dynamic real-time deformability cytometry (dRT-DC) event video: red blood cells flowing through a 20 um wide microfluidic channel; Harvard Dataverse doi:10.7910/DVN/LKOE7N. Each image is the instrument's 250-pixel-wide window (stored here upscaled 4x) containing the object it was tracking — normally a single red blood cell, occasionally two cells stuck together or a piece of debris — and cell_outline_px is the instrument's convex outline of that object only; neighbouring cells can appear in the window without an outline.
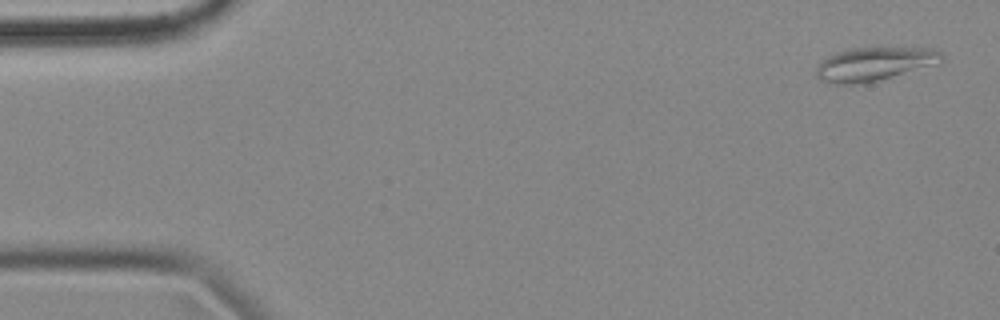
{"species": "common noctule bat (a hibernating species)", "species_latin": "Nyctalus noctula", "temperature_condition": "cold", "stored_images_in_passage": 5, "camera_frame_rate_fps": 3000, "um_per_image_px": 0.085, "animal": {"sex": "female", "body_mass_g": 18.4}, "frame": {"image": 1, "passage_image": 1, "time_ms": 0.0, "image_size_px": [1000, 320], "cell_outline_px": [[944, 60], [940, 64], [868, 84], [828, 84], [820, 80], [816, 76], [816, 64], [820, 60], [836, 52], [852, 48], [936, 48], [944, 56]], "centroid_in_image_um": [74.33, 5.46], "position_along_channel_um": 10.7, "area_um2": 25.37}}